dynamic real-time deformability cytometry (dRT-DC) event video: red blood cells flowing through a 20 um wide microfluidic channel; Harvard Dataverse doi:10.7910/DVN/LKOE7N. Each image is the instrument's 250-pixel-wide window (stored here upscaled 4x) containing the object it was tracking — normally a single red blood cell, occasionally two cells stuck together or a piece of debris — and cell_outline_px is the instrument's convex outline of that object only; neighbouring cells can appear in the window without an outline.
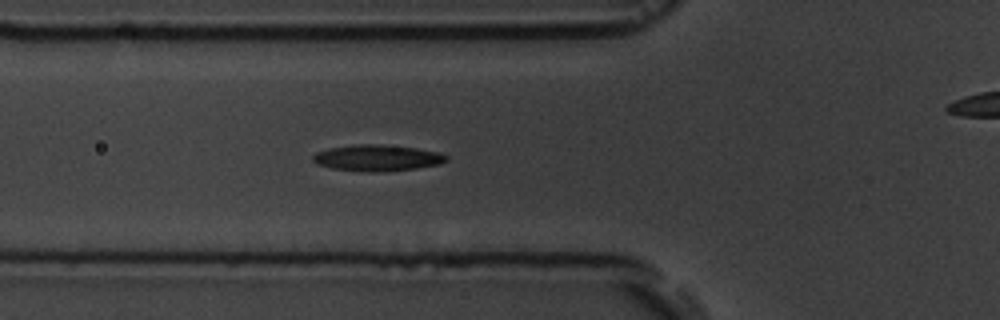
{"species": "common noctule bat (a hibernating species)", "species_latin": "Nyctalus noctula", "temperature_condition": "room temperature", "stored_images_in_passage": 6, "segment_of_instrument_passage": [1, 2], "camera_frame_rate_fps": 3000, "um_per_image_px": 0.085, "animal": {"sex": "male", "body_mass_g": 19.5, "forearm_length_mm": 54.6}, "frame": {"image": 1, "passage_image": 5, "time_ms": 5.333, "image_size_px": [1000, 320], "cell_outline_px": [[448, 160], [440, 164], [416, 168], [376, 172], [372, 172], [332, 168], [316, 164], [312, 160], [312, 156], [316, 152], [328, 148], [356, 144], [384, 144], [416, 148], [440, 152], [448, 156]], "centroid_in_image_um": [32.07, 13.41], "position_along_channel_um": 93.7, "area_um2": 20.46}}